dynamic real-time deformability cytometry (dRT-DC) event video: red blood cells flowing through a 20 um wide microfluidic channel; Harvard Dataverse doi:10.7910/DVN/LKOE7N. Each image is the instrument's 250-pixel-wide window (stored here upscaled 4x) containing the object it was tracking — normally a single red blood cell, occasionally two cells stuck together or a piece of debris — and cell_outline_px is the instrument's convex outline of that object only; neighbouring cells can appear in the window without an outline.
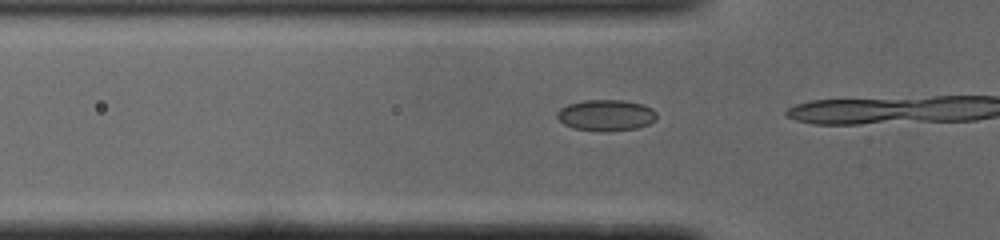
{"species": "common noctule bat (a hibernating species)", "species_latin": "Nyctalus noctula", "temperature_condition": "cold", "stored_images_in_passage": 14, "camera_frame_rate_fps": 3000, "um_per_image_px": 0.085, "animal": {"sex": "male", "body_mass_g": 19.0, "forearm_length_mm": 50.8}, "frame": {"image": 1, "passage_image": 12, "time_ms": 3.667, "image_size_px": [1000, 240], "cell_outline_px": [[656, 120], [648, 124], [636, 128], [600, 132], [572, 128], [564, 124], [556, 116], [556, 112], [560, 108], [568, 104], [584, 100], [624, 100], [644, 104], [652, 108], [656, 112]], "centroid_in_image_um": [51.5, 9.79], "position_along_channel_um": 74.3, "area_um2": 18.26}}